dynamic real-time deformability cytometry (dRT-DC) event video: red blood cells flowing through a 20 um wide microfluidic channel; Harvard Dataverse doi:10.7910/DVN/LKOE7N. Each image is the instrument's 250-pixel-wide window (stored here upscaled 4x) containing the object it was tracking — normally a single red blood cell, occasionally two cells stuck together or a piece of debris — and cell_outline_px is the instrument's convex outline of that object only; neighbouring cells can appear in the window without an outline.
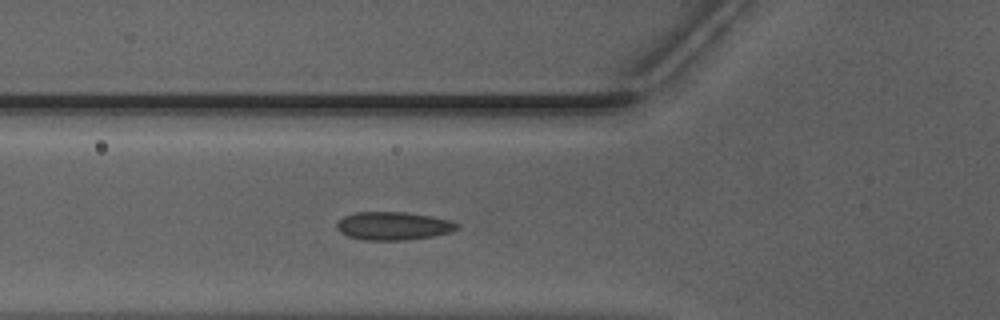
{"species": "Egyptian fruit bat (a non-hibernating species)", "species_latin": "Rousettus aegyptiacus", "temperature_condition": "warm", "stored_images_in_passage": 36, "camera_frame_rate_fps": 3000, "um_per_image_px": 0.085, "animal": {"sex": "male"}, "frame": {"image": 1, "passage_image": 3, "time_ms": 0.667, "image_size_px": [1000, 320], "cell_outline_px": [[460, 228], [452, 232], [432, 236], [404, 240], [364, 240], [348, 236], [340, 232], [336, 228], [336, 224], [344, 216], [356, 212], [404, 212], [432, 216], [452, 220], [460, 224]], "centroid_in_image_um": [33.47, 19.2], "position_along_channel_um": 92.3, "area_um2": 19.88}}
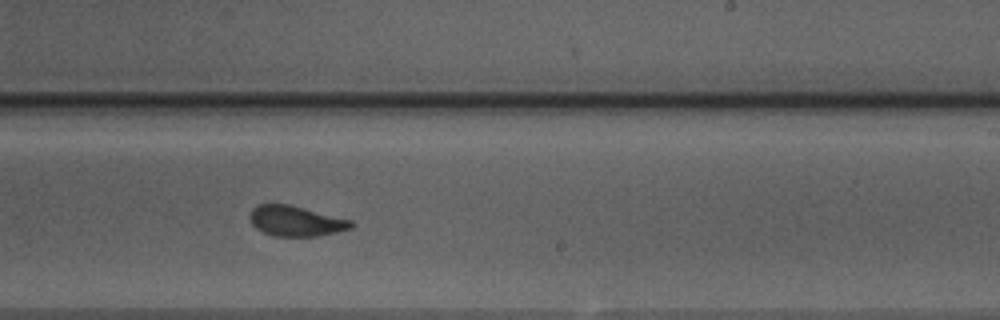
{"frame": {"image": 2, "passage_image": 16, "time_ms": 5.0, "image_size_px": [1000, 320], "cell_outline_px": [[356, 224], [352, 228], [336, 232], [316, 236], [272, 236], [256, 228], [252, 224], [248, 216], [252, 208], [256, 204], [288, 204], [352, 220]], "centroid_in_image_um": [25.13, 18.78], "position_along_channel_um": 263.9, "area_um2": 17.98}}
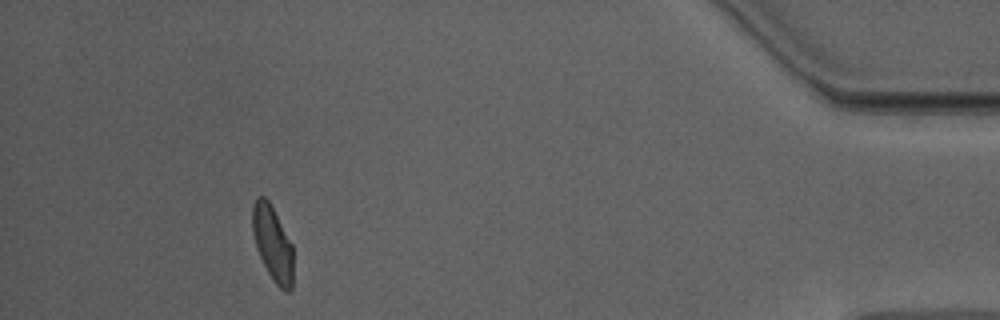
{"frame": {"image": 3, "passage_image": 32, "time_ms": 10.333, "image_size_px": [1000, 320], "cell_outline_px": [[292, 288], [288, 292], [284, 292], [276, 284], [268, 272], [256, 248], [252, 232], [252, 204], [256, 196], [264, 196], [268, 200], [292, 244]], "centroid_in_image_um": [23.15, 20.67], "position_along_channel_um": 412.1, "area_um2": 17.69}, "authors_computed_cell_mechanics": {"area_um2": 18.207, "velocity_mm_per_s": 3.9571, "shape_relaxation_time_tau1_ms": 7.8487, "shape_relaxation_time_tau2_ms": 0.9121, "deformation_change_tau1": 0.1731, "deformation_change_tau2": 0.0478}}